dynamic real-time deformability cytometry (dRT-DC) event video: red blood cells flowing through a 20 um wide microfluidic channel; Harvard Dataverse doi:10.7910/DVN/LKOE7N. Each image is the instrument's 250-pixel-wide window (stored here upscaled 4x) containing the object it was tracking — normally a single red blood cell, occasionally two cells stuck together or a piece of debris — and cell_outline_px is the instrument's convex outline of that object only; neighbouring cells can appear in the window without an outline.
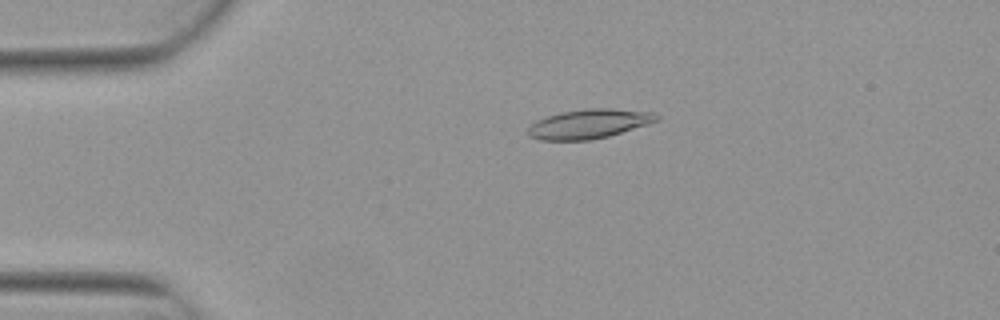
{"species": "Egyptian fruit bat (a non-hibernating species)", "species_latin": "Rousettus aegyptiacus", "temperature_condition": "warm", "stored_images_in_passage": 4, "camera_frame_rate_fps": 3000, "um_per_image_px": 0.085, "animal": {"sex": "female"}, "frame": {"image": 1, "passage_image": 3, "time_ms": 0.667, "image_size_px": [1000, 320], "cell_outline_px": [[660, 120], [648, 124], [608, 136], [588, 140], [540, 140], [528, 136], [528, 128], [536, 120], [560, 112], [584, 108], [612, 108], [652, 112], [660, 116]], "centroid_in_image_um": [50.07, 10.52], "position_along_channel_um": 34.9, "area_um2": 22.02}}